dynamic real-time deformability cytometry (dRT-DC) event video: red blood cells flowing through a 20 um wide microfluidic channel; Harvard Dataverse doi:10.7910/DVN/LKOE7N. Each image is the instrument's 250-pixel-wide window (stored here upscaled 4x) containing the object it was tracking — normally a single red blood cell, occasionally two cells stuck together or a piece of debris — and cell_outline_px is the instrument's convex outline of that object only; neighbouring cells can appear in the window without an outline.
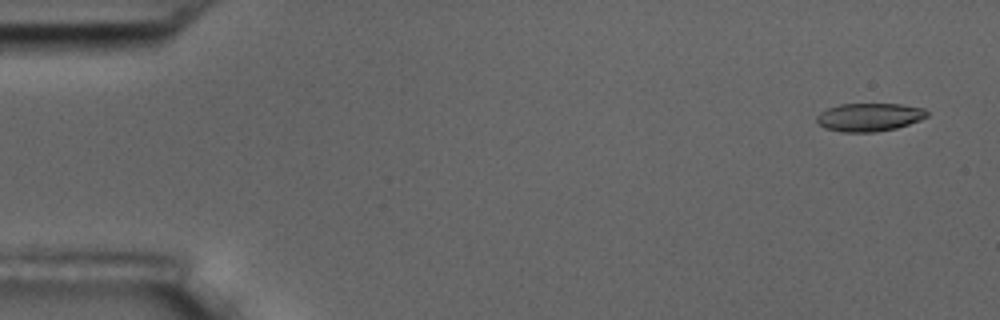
{"species": "common noctule bat (a hibernating species)", "species_latin": "Nyctalus noctula", "temperature_condition": "room temperature", "stored_images_in_passage": 4, "camera_frame_rate_fps": 3000, "um_per_image_px": 0.085, "animal": {"sex": "male", "body_mass_g": 17.5, "forearm_length_mm": 52.3}, "frame": {"image": 1, "passage_image": 1, "time_ms": 0.0, "image_size_px": [1000, 320], "cell_outline_px": [[928, 116], [920, 120], [896, 128], [876, 132], [840, 132], [824, 128], [816, 120], [816, 116], [820, 112], [828, 108], [840, 104], [900, 104], [924, 108], [928, 112]], "centroid_in_image_um": [73.88, 9.96], "position_along_channel_um": 11.1, "area_um2": 18.15}}
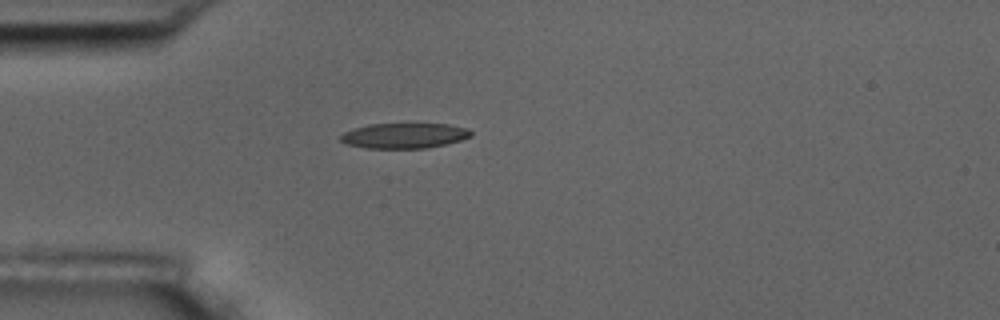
{"frame": {"image": 2, "passage_image": 4, "time_ms": 4.333, "image_size_px": [1000, 320], "cell_outline_px": [[472, 136], [460, 140], [428, 148], [364, 148], [348, 144], [340, 140], [340, 136], [344, 132], [368, 124], [448, 124], [468, 128], [472, 132]], "centroid_in_image_um": [34.38, 11.53], "position_along_channel_um": 50.6, "area_um2": 19.07}}